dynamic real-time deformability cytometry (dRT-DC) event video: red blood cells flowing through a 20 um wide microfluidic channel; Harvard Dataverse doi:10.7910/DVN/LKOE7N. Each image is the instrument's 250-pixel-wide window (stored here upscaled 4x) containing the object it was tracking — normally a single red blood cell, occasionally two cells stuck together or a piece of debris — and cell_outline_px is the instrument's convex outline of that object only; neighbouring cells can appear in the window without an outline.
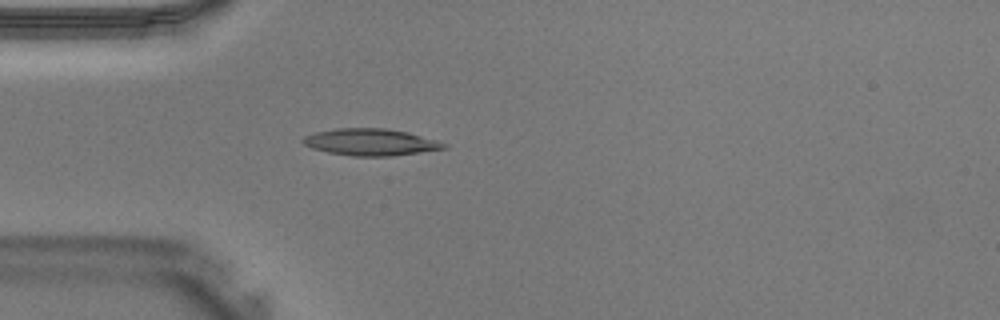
{"species": "Egyptian fruit bat (a non-hibernating species)", "species_latin": "Rousettus aegyptiacus", "temperature_condition": "warm", "stored_images_in_passage": 31, "camera_frame_rate_fps": 3000, "um_per_image_px": 0.085, "animal": {"sex": "male"}, "frame": {"image": 1, "passage_image": 2, "time_ms": 0.333, "image_size_px": [1000, 320], "cell_outline_px": [[448, 148], [392, 156], [352, 156], [328, 152], [312, 148], [304, 144], [300, 140], [304, 136], [316, 132], [336, 128], [384, 128], [408, 132], [436, 140], [448, 144]], "centroid_in_image_um": [31.5, 12.08], "position_along_channel_um": 53.5, "area_um2": 22.02}}
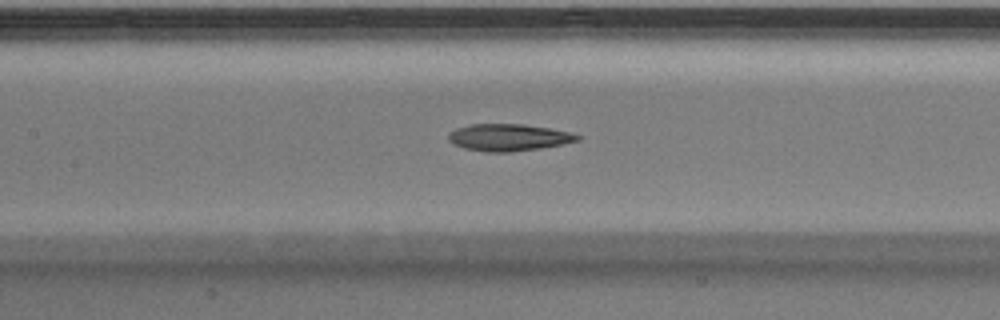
{"frame": {"image": 2, "passage_image": 9, "time_ms": 2.667, "image_size_px": [1000, 320], "cell_outline_px": [[580, 140], [564, 144], [540, 148], [508, 152], [488, 152], [464, 148], [452, 144], [448, 140], [448, 132], [456, 128], [472, 124], [524, 124], [572, 132], [580, 136]], "centroid_in_image_um": [43.22, 11.68], "position_along_channel_um": 164.2, "area_um2": 20.35}}
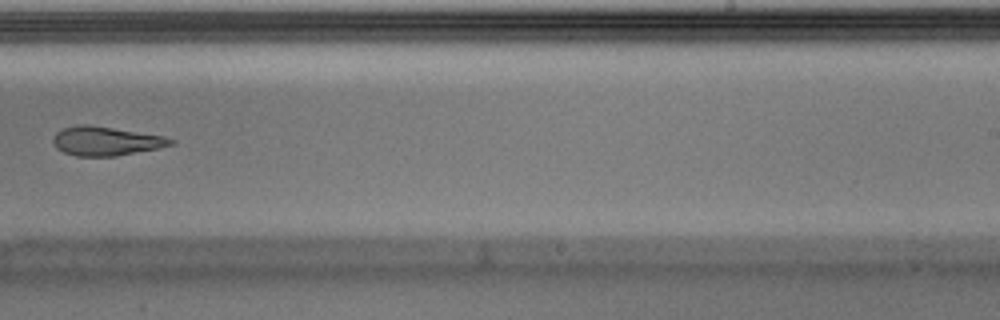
{"frame": {"image": 3, "passage_image": 16, "time_ms": 5.0, "image_size_px": [1000, 320], "cell_outline_px": [[176, 144], [116, 156], [76, 156], [64, 152], [56, 148], [52, 144], [52, 140], [56, 132], [64, 128], [84, 124], [88, 124], [164, 136], [176, 140]], "centroid_in_image_um": [8.99, 11.99], "position_along_channel_um": 280.0, "area_um2": 19.77}}